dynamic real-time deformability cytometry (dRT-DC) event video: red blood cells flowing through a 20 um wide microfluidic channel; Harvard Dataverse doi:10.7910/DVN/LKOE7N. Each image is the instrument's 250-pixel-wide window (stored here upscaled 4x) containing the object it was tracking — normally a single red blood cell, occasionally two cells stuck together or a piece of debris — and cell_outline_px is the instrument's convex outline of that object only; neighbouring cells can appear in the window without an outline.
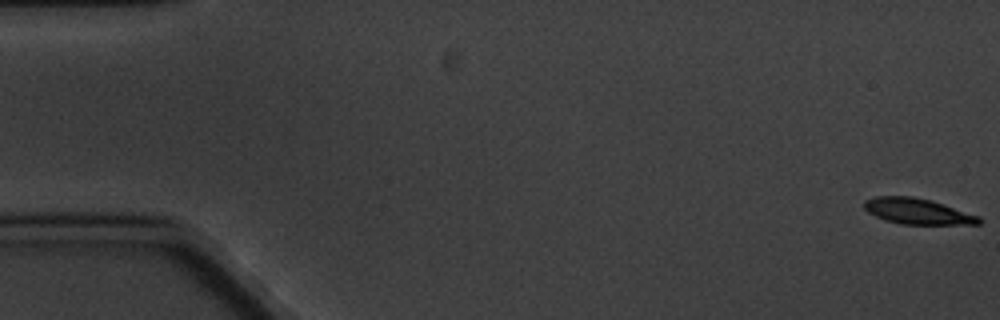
{"species": "common noctule bat (a hibernating species)", "species_latin": "Nyctalus noctula", "temperature_condition": "cold", "stored_images_in_passage": 6, "camera_frame_rate_fps": 3000, "um_per_image_px": 0.085, "animal": {"sex": "male", "body_mass_g": 20.1, "forearm_length_mm": 53.5}, "frame": {"image": 1, "passage_image": 1, "time_ms": 0.0, "image_size_px": [1000, 320], "cell_outline_px": [[984, 220], [980, 224], [900, 224], [884, 220], [868, 212], [864, 208], [864, 200], [876, 196], [912, 196], [928, 200], [980, 216]], "centroid_in_image_um": [77.97, 17.97], "position_along_channel_um": 7.0, "area_um2": 17.11}}
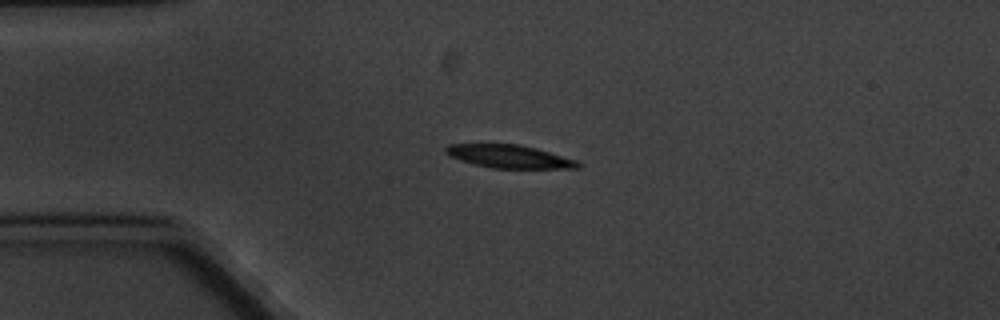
{"frame": {"image": 2, "passage_image": 5, "time_ms": 4.667, "image_size_px": [1000, 320], "cell_outline_px": [[580, 168], [492, 168], [476, 164], [448, 156], [444, 152], [444, 148], [448, 144], [520, 144], [536, 148], [576, 160], [580, 164]], "centroid_in_image_um": [43.25, 13.29], "position_along_channel_um": 41.7, "area_um2": 17.63}}